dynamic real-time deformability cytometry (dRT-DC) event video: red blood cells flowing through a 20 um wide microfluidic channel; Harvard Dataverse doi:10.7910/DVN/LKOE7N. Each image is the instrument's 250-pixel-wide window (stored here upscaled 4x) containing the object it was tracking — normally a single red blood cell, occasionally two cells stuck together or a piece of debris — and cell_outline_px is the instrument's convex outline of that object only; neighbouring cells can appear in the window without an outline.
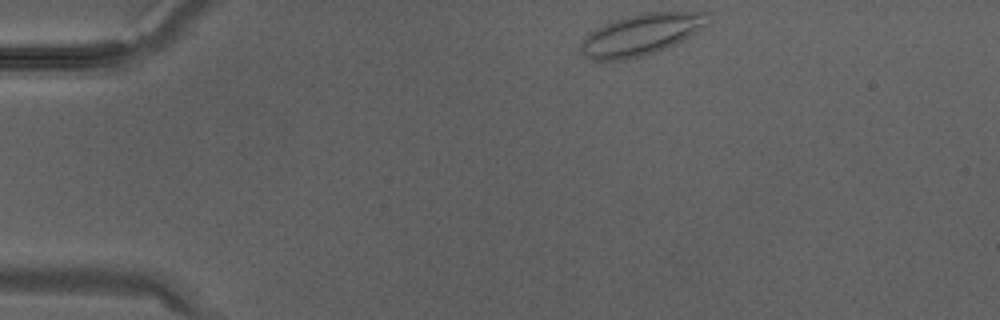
{"species": "Egyptian fruit bat (a non-hibernating species)", "species_latin": "Rousettus aegyptiacus", "temperature_condition": "warm", "stored_images_in_passage": 29, "camera_frame_rate_fps": 3000, "um_per_image_px": 0.085, "animal": {"sex": "male"}, "frame": {"image": 1, "passage_image": 1, "time_ms": 0.0, "image_size_px": [1000, 320], "cell_outline_px": [[708, 24], [696, 32], [676, 44], [644, 56], [624, 60], [592, 60], [580, 52], [580, 44], [588, 32], [612, 20], [628, 16], [648, 12], [708, 12]], "centroid_in_image_um": [54.47, 2.94], "position_along_channel_um": 30.5, "area_um2": 30.58}}
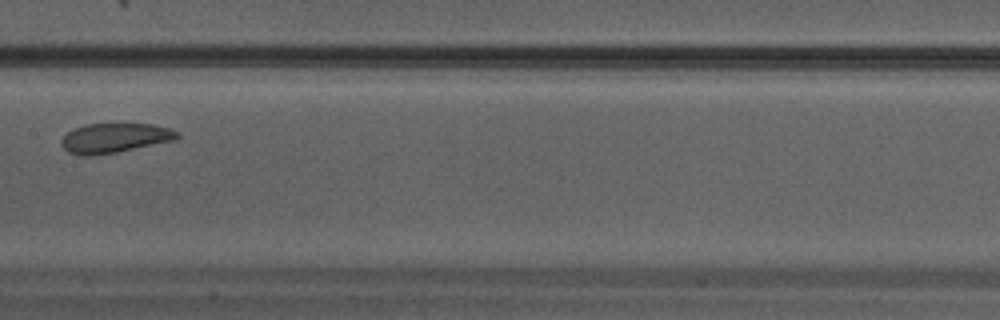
{"frame": {"image": 2, "passage_image": 13, "time_ms": 4.0, "image_size_px": [1000, 320], "cell_outline_px": [[180, 136], [176, 140], [116, 152], [92, 156], [80, 156], [68, 152], [60, 144], [60, 140], [68, 132], [84, 124], [152, 124], [168, 128], [180, 132]], "centroid_in_image_um": [9.74, 11.74], "position_along_channel_um": 197.7, "area_um2": 20.0}}
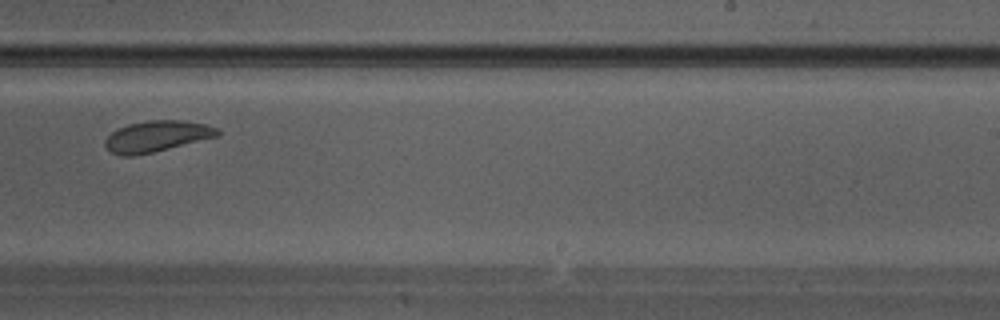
{"frame": {"image": 3, "passage_image": 17, "time_ms": 5.333, "image_size_px": [1000, 320], "cell_outline_px": [[220, 136], [152, 152], [132, 156], [124, 156], [112, 152], [104, 144], [104, 140], [112, 132], [128, 124], [148, 120], [180, 120], [204, 124], [216, 128], [220, 132]], "centroid_in_image_um": [13.33, 11.58], "position_along_channel_um": 275.7, "area_um2": 20.06}}